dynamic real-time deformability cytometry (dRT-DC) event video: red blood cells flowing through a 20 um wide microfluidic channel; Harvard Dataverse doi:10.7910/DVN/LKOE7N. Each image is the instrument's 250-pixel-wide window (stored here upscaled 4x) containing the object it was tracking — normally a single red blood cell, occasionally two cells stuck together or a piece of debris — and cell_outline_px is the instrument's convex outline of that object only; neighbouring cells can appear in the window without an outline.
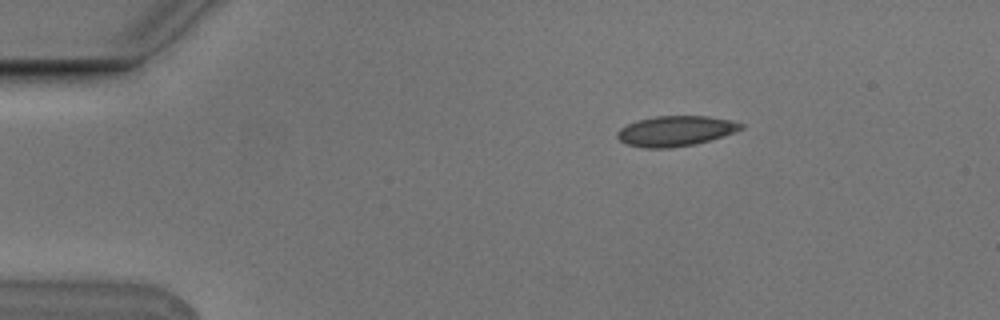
{"species": "Egyptian fruit bat (a non-hibernating species)", "species_latin": "Rousettus aegyptiacus", "temperature_condition": "cold", "stored_images_in_passage": 3, "camera_frame_rate_fps": 3000, "um_per_image_px": 0.085, "animal": {"sex": "male"}, "frame": {"image": 1, "passage_image": 1, "time_ms": 0.0, "image_size_px": [1000, 320], "cell_outline_px": [[744, 128], [736, 132], [724, 136], [696, 144], [672, 148], [644, 148], [628, 144], [620, 140], [616, 136], [616, 132], [620, 128], [628, 124], [640, 120], [656, 116], [708, 116], [728, 120], [744, 124]], "centroid_in_image_um": [57.44, 11.14], "position_along_channel_um": 27.6, "area_um2": 21.79}}